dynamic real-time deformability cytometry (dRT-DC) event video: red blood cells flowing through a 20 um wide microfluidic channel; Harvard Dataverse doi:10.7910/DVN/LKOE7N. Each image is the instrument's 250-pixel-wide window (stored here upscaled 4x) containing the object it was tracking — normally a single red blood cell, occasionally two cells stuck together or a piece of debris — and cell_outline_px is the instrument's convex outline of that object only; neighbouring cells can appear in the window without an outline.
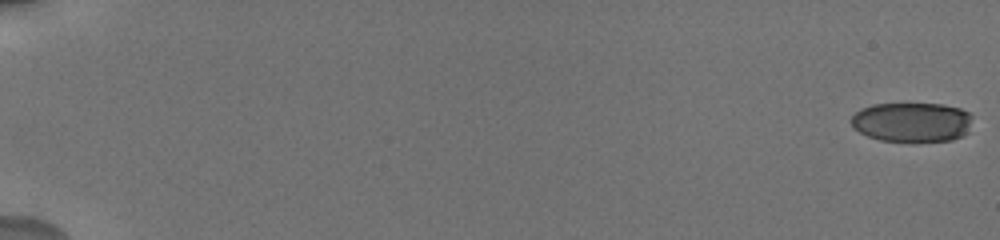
{"species": "human", "species_latin": "Homo sapiens", "temperature_condition": "cold", "stored_images_in_passage": 33, "camera_frame_rate_fps": 3000, "um_per_image_px": 0.085, "donor": {"sex": "male"}, "frame": {"image": 1, "passage_image": 1, "time_ms": 0.0, "image_size_px": [1000, 240], "cell_outline_px": [[972, 116], [964, 136], [952, 140], [880, 140], [868, 136], [860, 132], [848, 120], [856, 112], [872, 104], [944, 104], [960, 108], [968, 112]], "centroid_in_image_um": [77.51, 10.36], "position_along_channel_um": 7.5, "area_um2": 27.51}}
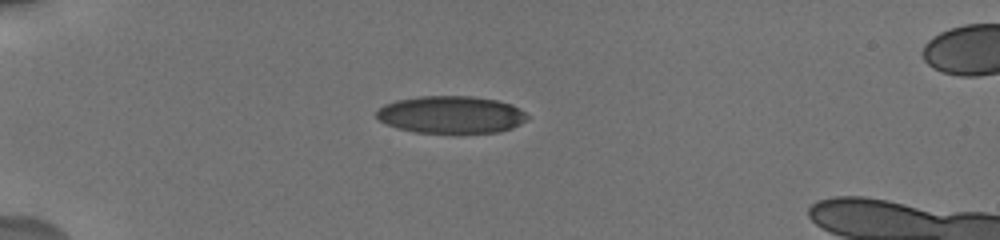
{"frame": {"image": 2, "passage_image": 26, "time_ms": 5.667, "image_size_px": [1000, 240], "cell_outline_px": [[528, 120], [512, 128], [500, 132], [412, 132], [396, 128], [380, 120], [376, 116], [376, 112], [384, 104], [396, 100], [420, 96], [472, 96], [496, 100], [512, 104], [520, 108], [528, 116]], "centroid_in_image_um": [38.35, 9.74], "position_along_channel_um": 46.6, "area_um2": 32.77}}